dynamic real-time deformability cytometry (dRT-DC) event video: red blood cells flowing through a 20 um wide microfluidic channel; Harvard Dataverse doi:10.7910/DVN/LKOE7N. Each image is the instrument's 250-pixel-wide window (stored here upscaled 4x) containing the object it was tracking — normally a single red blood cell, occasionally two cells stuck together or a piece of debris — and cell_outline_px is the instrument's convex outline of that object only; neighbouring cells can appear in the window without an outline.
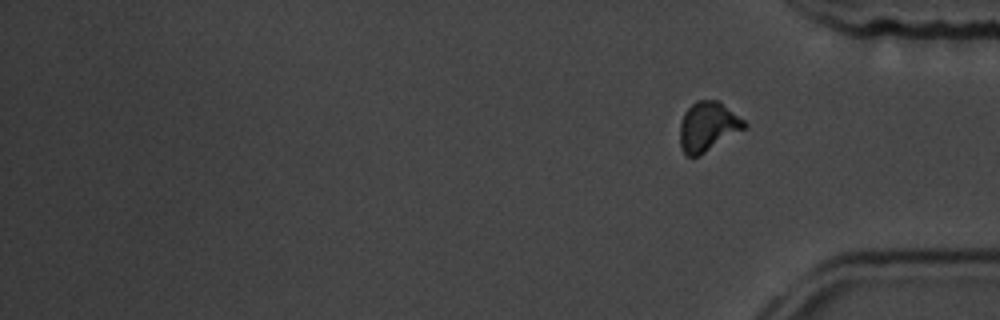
{"species": "common noctule bat (a hibernating species)", "species_latin": "Nyctalus noctula", "temperature_condition": "room temperature", "stored_images_in_passage": 17, "segment_of_instrument_passage": [2, 2], "camera_frame_rate_fps": 3000, "um_per_image_px": 0.085, "animal": {"sex": "male", "body_mass_g": 19.5, "forearm_length_mm": 54.6}, "frame": {"image": 1, "passage_image": 17, "time_ms": 18.0, "image_size_px": [1000, 320], "cell_outline_px": [[748, 124], [744, 128], [700, 156], [688, 156], [684, 152], [680, 144], [680, 124], [684, 112], [696, 100], [720, 100], [744, 120]], "centroid_in_image_um": [60.16, 10.74], "position_along_channel_um": 375.0, "area_um2": 18.5}}